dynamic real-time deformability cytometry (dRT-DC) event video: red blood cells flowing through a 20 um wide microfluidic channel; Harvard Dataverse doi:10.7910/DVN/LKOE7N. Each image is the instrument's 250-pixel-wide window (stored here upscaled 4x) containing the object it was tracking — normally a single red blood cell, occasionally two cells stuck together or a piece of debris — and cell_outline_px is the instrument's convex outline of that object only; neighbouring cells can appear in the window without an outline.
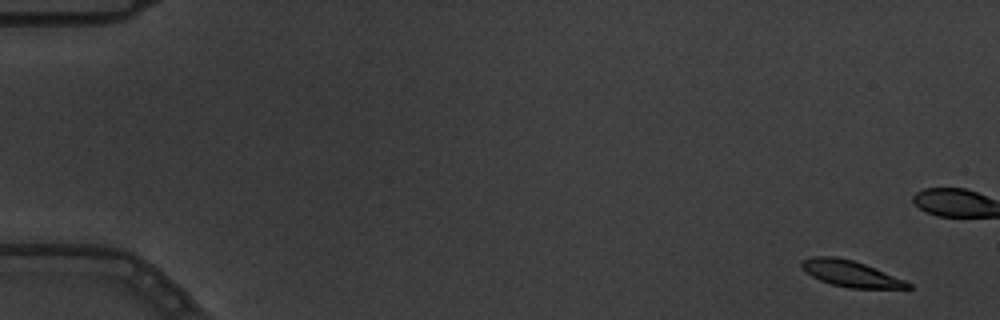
{"species": "common noctule bat (a hibernating species)", "species_latin": "Nyctalus noctula", "temperature_condition": "warm", "stored_images_in_passage": 11, "camera_frame_rate_fps": 3000, "um_per_image_px": 0.085, "animal": {"sex": "male", "body_mass_g": 19.5, "forearm_length_mm": 54.6}, "frame": {"image": 1, "passage_image": 1, "time_ms": 0.0, "image_size_px": [1000, 320], "cell_outline_px": [[912, 288], [848, 288], [832, 284], [820, 280], [812, 276], [800, 264], [800, 260], [812, 256], [836, 256], [852, 260], [864, 264], [904, 280], [912, 284]], "centroid_in_image_um": [72.28, 23.25], "position_along_channel_um": 12.7, "area_um2": 15.95}}